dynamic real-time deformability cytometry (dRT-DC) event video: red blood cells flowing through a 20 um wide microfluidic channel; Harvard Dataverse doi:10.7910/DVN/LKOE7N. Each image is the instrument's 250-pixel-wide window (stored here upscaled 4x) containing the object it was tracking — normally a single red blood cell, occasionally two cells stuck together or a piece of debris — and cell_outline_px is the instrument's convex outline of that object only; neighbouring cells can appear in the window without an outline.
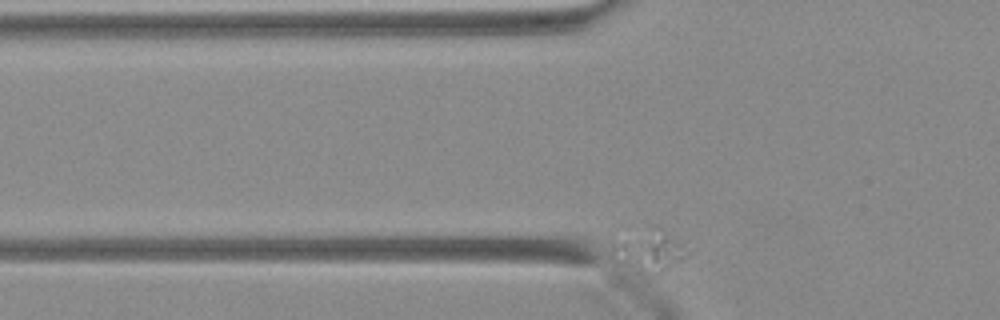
{"species": "Egyptian fruit bat (a non-hibernating species)", "species_latin": "Rousettus aegyptiacus", "temperature_condition": "warm", "stored_images_in_passage": 29, "camera_frame_rate_fps": 3000, "um_per_image_px": 0.085, "animal": {"sex": "female"}, "frame": {"image": 1, "passage_image": 3, "time_ms": 0.667, "image_size_px": [1000, 320], "cell_outline_px": [[692, 252], [668, 268], [660, 272], [616, 248], [624, 240], [652, 228], [668, 236]], "centroid_in_image_um": [55.61, 21.21], "position_along_channel_um": 70.2, "area_um2": 12.77}}